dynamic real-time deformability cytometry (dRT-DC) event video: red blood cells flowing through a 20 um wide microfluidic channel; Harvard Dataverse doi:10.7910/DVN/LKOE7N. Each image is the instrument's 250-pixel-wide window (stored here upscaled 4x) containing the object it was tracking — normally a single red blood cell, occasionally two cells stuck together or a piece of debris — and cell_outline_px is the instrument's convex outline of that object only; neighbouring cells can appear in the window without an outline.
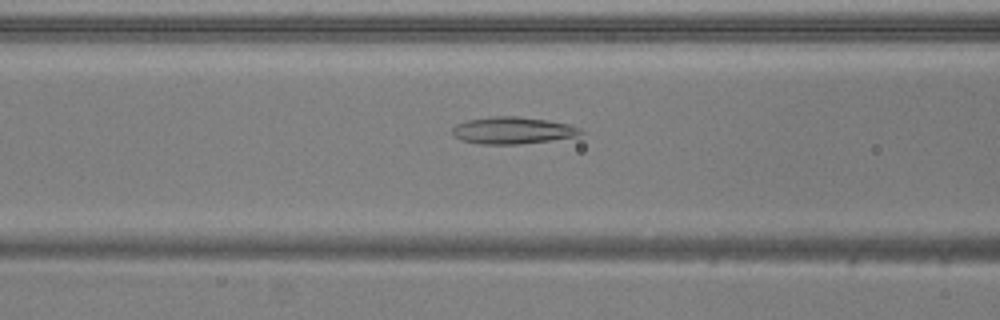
{"species": "common noctule bat (a hibernating species)", "species_latin": "Nyctalus noctula", "temperature_condition": "warm", "stored_images_in_passage": 50, "camera_frame_rate_fps": 3000, "um_per_image_px": 0.085, "animal": {"sex": "male", "body_mass_g": 20.5, "forearm_length_mm": 52.5}, "frame": {"image": 1, "passage_image": 19, "time_ms": 6.0, "image_size_px": [1000, 320], "cell_outline_px": [[584, 132], [576, 136], [520, 144], [480, 144], [464, 140], [456, 136], [452, 132], [452, 128], [456, 124], [468, 120], [492, 116], [520, 116], [548, 120], [568, 124], [580, 128]], "centroid_in_image_um": [43.58, 11.07], "position_along_channel_um": 123.0, "area_um2": 19.94}}
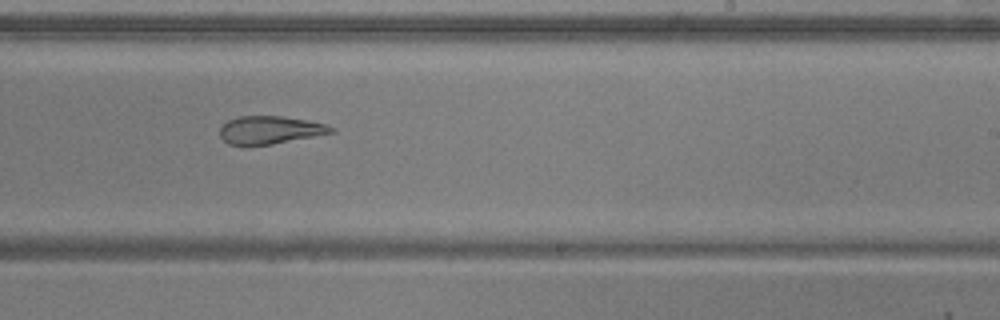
{"frame": {"image": 2, "passage_image": 30, "time_ms": 9.667, "image_size_px": [1000, 320], "cell_outline_px": [[336, 132], [272, 144], [228, 144], [220, 136], [220, 128], [228, 120], [240, 116], [284, 116], [324, 124], [336, 128]], "centroid_in_image_um": [22.97, 11.04], "position_along_channel_um": 266.0, "area_um2": 17.8}}
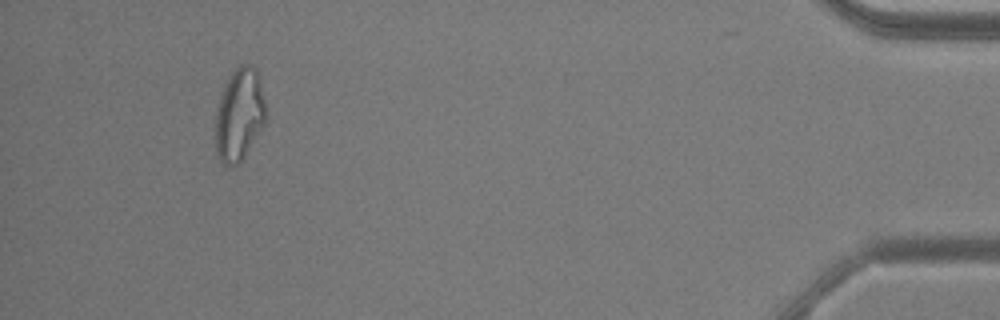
{"frame": {"image": 3, "passage_image": 47, "time_ms": 15.333, "image_size_px": [1000, 320], "cell_outline_px": [[264, 124], [244, 156], [236, 164], [224, 164], [220, 160], [216, 152], [216, 108], [224, 84], [228, 76], [240, 64], [248, 64], [256, 72], [260, 80], [264, 104]], "centroid_in_image_um": [20.31, 9.72], "position_along_channel_um": 414.9, "area_um2": 26.47}, "authors_computed_cell_mechanics": {"area_um2": 22.9466, "velocity_mm_per_s": 3.8994, "shape_relaxation_time_tau1_ms": null, "shape_relaxation_time_tau2_ms": 4.2587, "deformation_change_tau1": null, "deformation_change_tau2": 0.1517}}